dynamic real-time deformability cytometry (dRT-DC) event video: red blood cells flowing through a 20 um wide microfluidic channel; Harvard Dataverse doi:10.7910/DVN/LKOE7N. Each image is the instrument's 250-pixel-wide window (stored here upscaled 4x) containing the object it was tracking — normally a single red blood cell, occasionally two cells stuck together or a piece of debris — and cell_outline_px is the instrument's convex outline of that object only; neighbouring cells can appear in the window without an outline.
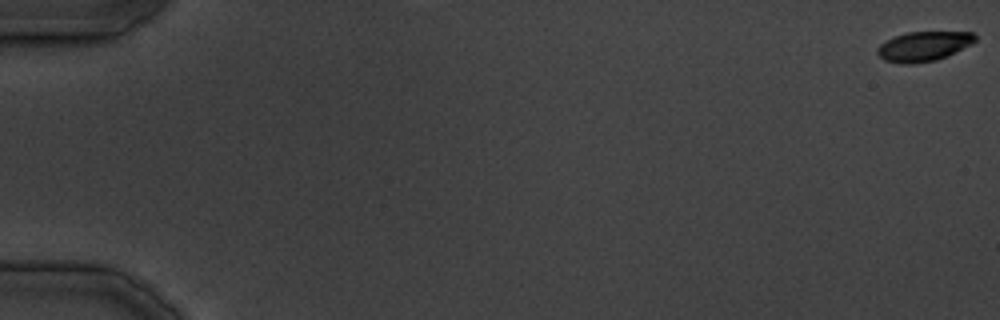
{"species": "common noctule bat (a hibernating species)", "species_latin": "Nyctalus noctula", "temperature_condition": "cold", "stored_images_in_passage": 24, "camera_frame_rate_fps": 3000, "um_per_image_px": 0.085, "animal": {"sex": "male", "body_mass_g": 19.5, "forearm_length_mm": 54.6}, "frame": {"image": 1, "passage_image": 1, "time_ms": 0.0, "image_size_px": [1000, 320], "cell_outline_px": [[976, 40], [972, 44], [936, 60], [912, 64], [904, 64], [884, 60], [876, 52], [880, 44], [896, 36], [908, 32], [972, 32], [976, 36]], "centroid_in_image_um": [78.51, 3.93], "position_along_channel_um": 6.5, "area_um2": 16.65}}
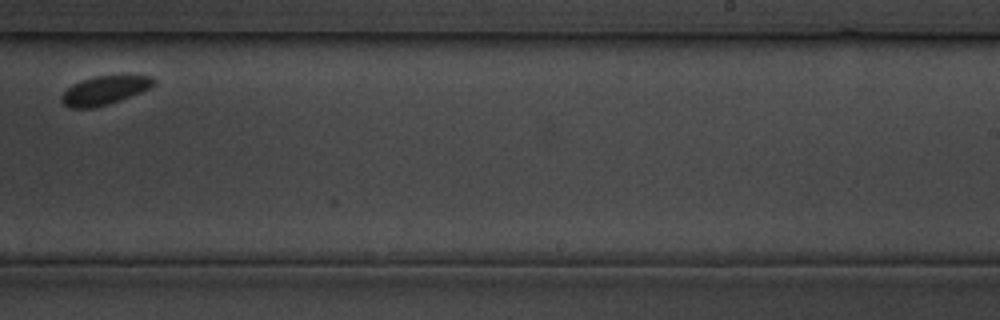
{"frame": {"image": 2, "passage_image": 17, "time_ms": 20.667, "image_size_px": [1000, 320], "cell_outline_px": [[156, 84], [132, 96], [108, 104], [92, 108], [68, 108], [60, 100], [60, 96], [72, 84], [80, 80], [96, 76], [152, 76], [156, 80]], "centroid_in_image_um": [8.86, 7.69], "position_along_channel_um": 280.1, "area_um2": 15.37}}